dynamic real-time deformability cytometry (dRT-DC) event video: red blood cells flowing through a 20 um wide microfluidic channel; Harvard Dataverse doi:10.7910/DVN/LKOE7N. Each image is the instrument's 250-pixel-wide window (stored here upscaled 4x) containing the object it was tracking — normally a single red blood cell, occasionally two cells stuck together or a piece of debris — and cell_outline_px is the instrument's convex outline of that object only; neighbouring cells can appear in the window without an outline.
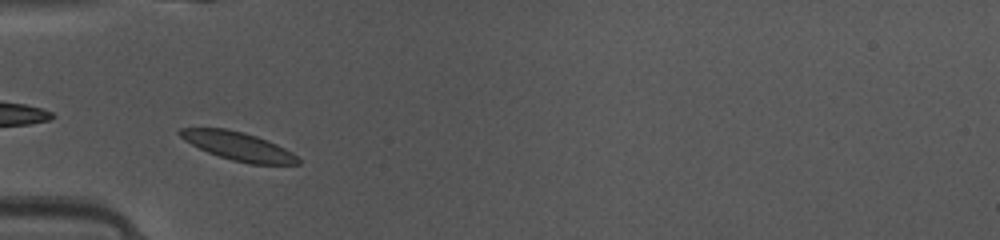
{"species": "common noctule bat (a hibernating species)", "species_latin": "Nyctalus noctula", "temperature_condition": "warm", "stored_images_in_passage": 34, "camera_frame_rate_fps": 3000, "um_per_image_px": 0.085, "animal": {"sex": "female", "body_mass_g": 10.0, "forearm_length_mm": 53.1}, "frame": {"image": 1, "passage_image": 1, "time_ms": 0.0, "image_size_px": [1000, 240], "cell_outline_px": [[300, 164], [252, 164], [232, 160], [208, 152], [184, 140], [176, 132], [180, 128], [228, 128], [244, 132], [256, 136], [276, 144], [292, 152], [300, 160]], "centroid_in_image_um": [20.24, 12.41], "position_along_channel_um": 64.8, "area_um2": 19.36}}
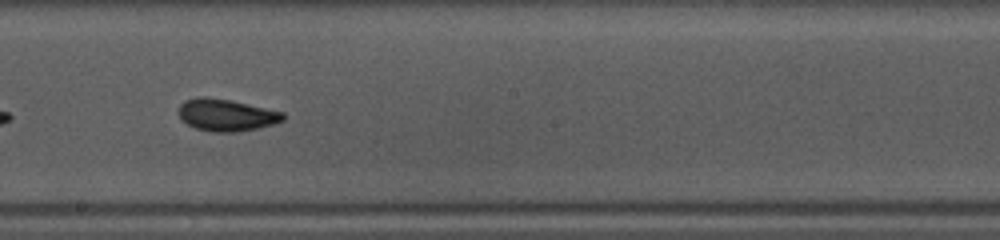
{"frame": {"image": 2, "passage_image": 13, "time_ms": 4.0, "image_size_px": [1000, 240], "cell_outline_px": [[284, 120], [272, 124], [240, 132], [212, 132], [196, 128], [188, 124], [180, 116], [180, 104], [184, 100], [196, 96], [204, 96], [228, 100], [284, 112]], "centroid_in_image_um": [19.23, 9.77], "position_along_channel_um": 229.0, "area_um2": 19.25}}
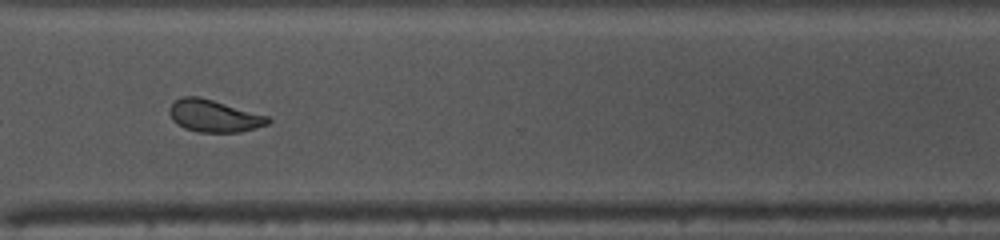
{"frame": {"image": 3, "passage_image": 22, "time_ms": 7.0, "image_size_px": [1000, 240], "cell_outline_px": [[272, 120], [268, 124], [256, 128], [240, 132], [200, 132], [184, 128], [176, 124], [172, 120], [168, 112], [168, 108], [176, 100], [184, 96], [200, 96], [268, 116]], "centroid_in_image_um": [18.17, 9.85], "position_along_channel_um": 352.4, "area_um2": 18.55}, "authors_computed_cell_mechanics": {"area_um2": 19.1318, "velocity_mm_per_s": 4.1264, "shape_relaxation_time_tau1_ms": 4.2532, "shape_relaxation_time_tau2_ms": 1.4349, "deformation_change_tau1": 0.1434, "deformation_change_tau2": 0.0485}}